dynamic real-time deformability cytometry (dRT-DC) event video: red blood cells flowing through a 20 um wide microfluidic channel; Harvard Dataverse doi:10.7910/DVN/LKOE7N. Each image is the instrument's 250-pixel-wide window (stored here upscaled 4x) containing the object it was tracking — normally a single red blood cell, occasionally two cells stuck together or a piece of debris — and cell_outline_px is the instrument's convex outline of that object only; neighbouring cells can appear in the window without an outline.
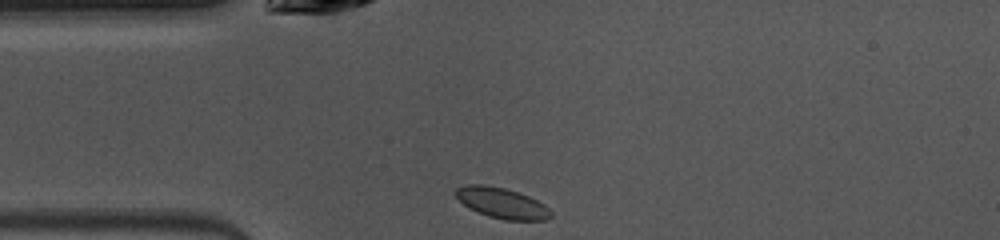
{"species": "common noctule bat (a hibernating species)", "species_latin": "Nyctalus noctula", "temperature_condition": "warm", "stored_images_in_passage": 39, "camera_frame_rate_fps": 3000, "um_per_image_px": 0.085, "animal": {"sex": "female", "body_mass_g": 10.0, "forearm_length_mm": 53.1}, "frame": {"image": 1, "passage_image": 1, "time_ms": 0.0, "image_size_px": [1000, 240], "cell_outline_px": [[552, 216], [548, 220], [504, 220], [488, 216], [464, 204], [452, 192], [456, 188], [464, 184], [484, 184], [504, 188], [528, 196], [544, 204], [552, 212]], "centroid_in_image_um": [42.66, 17.25], "position_along_channel_um": 42.3, "area_um2": 16.88}}
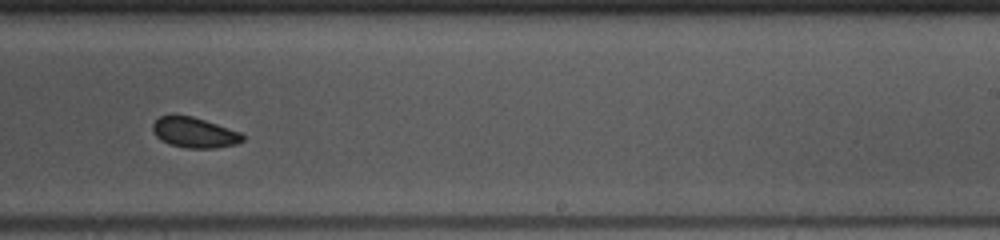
{"frame": {"image": 2, "passage_image": 19, "time_ms": 6.0, "image_size_px": [1000, 240], "cell_outline_px": [[244, 140], [236, 144], [216, 148], [188, 148], [168, 144], [160, 140], [152, 132], [152, 124], [160, 116], [192, 116], [240, 132], [244, 136]], "centroid_in_image_um": [16.5, 11.29], "position_along_channel_um": 272.5, "area_um2": 15.78}}
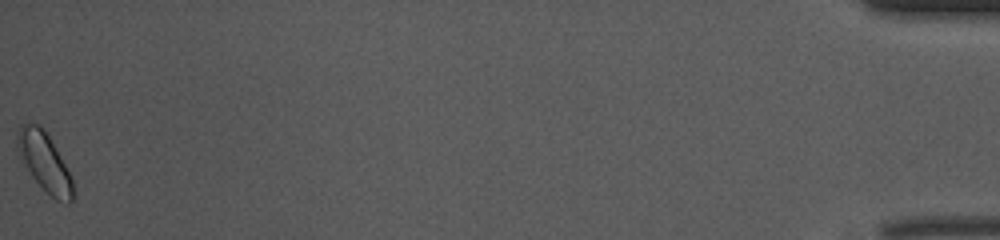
{"frame": {"image": 3, "passage_image": 39, "time_ms": 12.667, "image_size_px": [1000, 240], "cell_outline_px": [[76, 192], [72, 200], [68, 204], [56, 200], [32, 176], [16, 148], [16, 136], [20, 124], [28, 120], [40, 124], [44, 128], [64, 164], [72, 180]], "centroid_in_image_um": [3.77, 13.72], "position_along_channel_um": 431.4, "area_um2": 18.9}, "authors_computed_cell_mechanics": {"area_um2": 16.3574, "velocity_mm_per_s": 4.0187, "shape_relaxation_time_tau1_ms": 4.933, "shape_relaxation_time_tau2_ms": 1.4575, "deformation_change_tau1": 0.0614, "deformation_change_tau2": 0.0479}}